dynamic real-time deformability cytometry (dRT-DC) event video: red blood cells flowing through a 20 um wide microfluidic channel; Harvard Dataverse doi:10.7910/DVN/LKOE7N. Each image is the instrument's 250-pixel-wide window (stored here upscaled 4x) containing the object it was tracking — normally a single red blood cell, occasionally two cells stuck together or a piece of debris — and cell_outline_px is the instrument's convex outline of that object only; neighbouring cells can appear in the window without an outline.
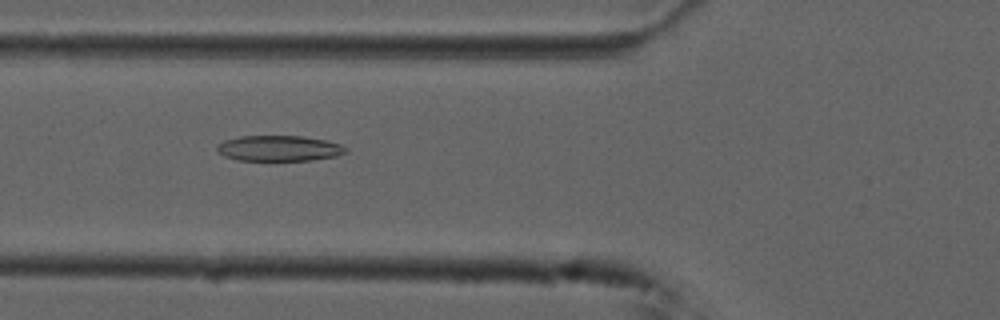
{"species": "common noctule bat (a hibernating species)", "species_latin": "Nyctalus noctula", "temperature_condition": "cold", "stored_images_in_passage": 51, "camera_frame_rate_fps": 3000, "um_per_image_px": 0.085, "animal": {"sex": "male", "forearm_length_mm": 52.5}, "frame": {"image": 1, "passage_image": 20, "time_ms": 6.333, "image_size_px": [1000, 320], "cell_outline_px": [[348, 152], [336, 156], [312, 160], [236, 160], [224, 156], [216, 152], [216, 148], [224, 140], [240, 136], [304, 136], [324, 140], [340, 144], [348, 148]], "centroid_in_image_um": [23.72, 12.61], "position_along_channel_um": 102.1, "area_um2": 19.25}}
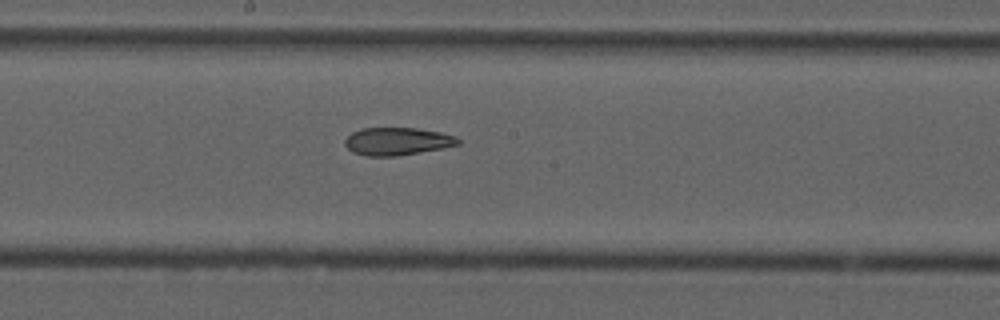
{"frame": {"image": 2, "passage_image": 29, "time_ms": 9.333, "image_size_px": [1000, 320], "cell_outline_px": [[460, 144], [440, 148], [396, 156], [368, 156], [352, 152], [344, 144], [344, 140], [352, 132], [360, 128], [416, 128], [440, 132], [456, 136], [460, 140]], "centroid_in_image_um": [33.74, 12.0], "position_along_channel_um": 214.5, "area_um2": 18.15}}
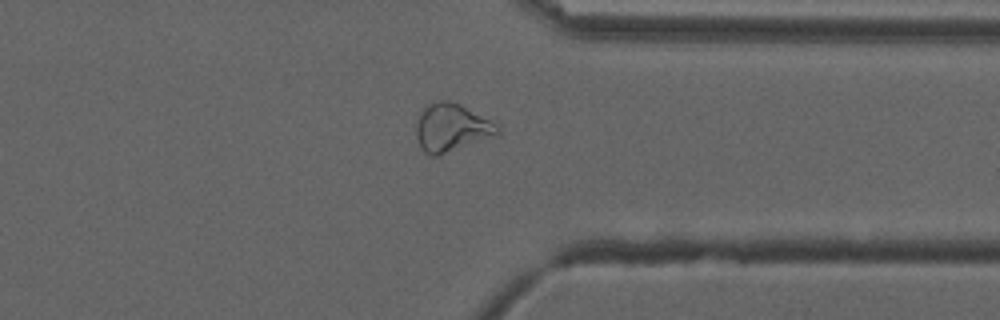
{"frame": {"image": 3, "passage_image": 42, "time_ms": 13.667, "image_size_px": [1000, 320], "cell_outline_px": [[500, 132], [496, 136], [436, 156], [432, 156], [424, 152], [416, 136], [416, 124], [424, 108], [436, 100], [448, 100], [460, 104], [500, 124]], "centroid_in_image_um": [38.43, 10.84], "position_along_channel_um": 373.0, "area_um2": 22.72}, "authors_computed_cell_mechanics": {"area_um2": 21.6172, "velocity_mm_per_s": 3.7327, "shape_relaxation_time_tau1_ms": null, "shape_relaxation_time_tau2_ms": 2.9493, "deformation_change_tau1": null, "deformation_change_tau2": 0.105}}